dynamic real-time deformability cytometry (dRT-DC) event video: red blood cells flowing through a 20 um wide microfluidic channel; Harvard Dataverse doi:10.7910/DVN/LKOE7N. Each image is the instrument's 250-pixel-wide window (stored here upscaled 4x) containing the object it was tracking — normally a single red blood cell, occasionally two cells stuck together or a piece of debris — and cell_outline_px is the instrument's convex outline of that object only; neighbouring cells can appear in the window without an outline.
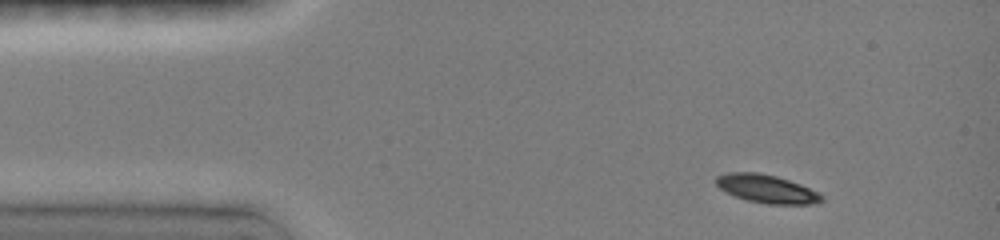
{"species": "common noctule bat (a hibernating species)", "species_latin": "Nyctalus noctula", "temperature_condition": "room temperature", "stored_images_in_passage": 9, "camera_frame_rate_fps": 3000, "um_per_image_px": 0.085, "animal": {"sex": "female", "body_mass_g": 19.0, "forearm_length_mm": 51.5}, "frame": {"image": 1, "passage_image": 1, "time_ms": 0.0, "image_size_px": [1000, 240], "cell_outline_px": [[824, 200], [816, 204], [768, 204], [748, 200], [724, 192], [716, 184], [716, 176], [728, 172], [756, 172], [776, 176], [800, 184], [820, 192], [824, 196]], "centroid_in_image_um": [65.2, 16.05], "position_along_channel_um": 19.8, "area_um2": 17.46}}
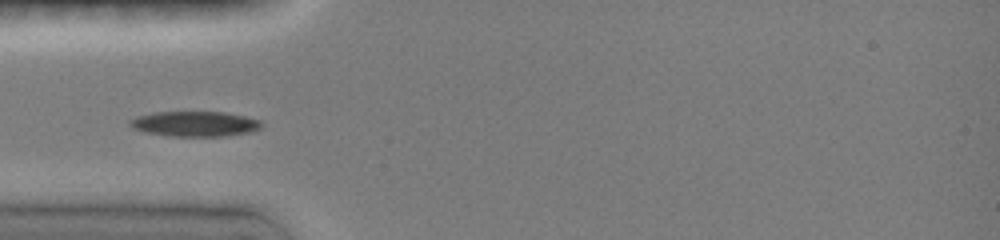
{"frame": {"image": 2, "passage_image": 6, "time_ms": 3.0, "image_size_px": [1000, 240], "cell_outline_px": [[264, 124], [260, 128], [252, 132], [224, 136], [172, 136], [148, 132], [132, 128], [128, 124], [128, 120], [136, 116], [152, 112], [224, 112], [244, 116], [260, 120]], "centroid_in_image_um": [16.56, 10.52], "position_along_channel_um": 68.4, "area_um2": 19.36}}
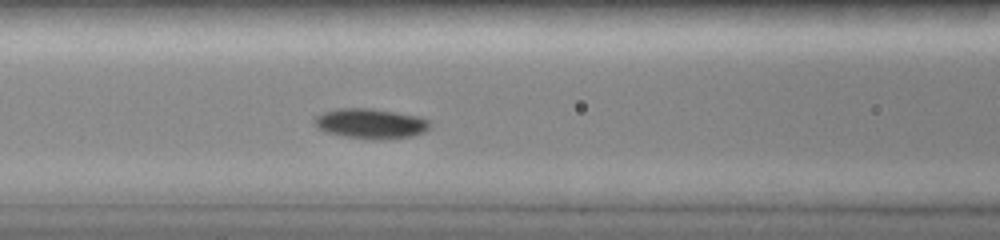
{"frame": {"image": 3, "passage_image": 9, "time_ms": 4.667, "image_size_px": [1000, 240], "cell_outline_px": [[428, 128], [424, 132], [412, 136], [380, 140], [364, 140], [324, 132], [312, 120], [316, 116], [324, 112], [340, 108], [372, 108], [396, 112], [416, 116], [428, 120]], "centroid_in_image_um": [31.47, 10.52], "position_along_channel_um": 135.1, "area_um2": 20.23}}